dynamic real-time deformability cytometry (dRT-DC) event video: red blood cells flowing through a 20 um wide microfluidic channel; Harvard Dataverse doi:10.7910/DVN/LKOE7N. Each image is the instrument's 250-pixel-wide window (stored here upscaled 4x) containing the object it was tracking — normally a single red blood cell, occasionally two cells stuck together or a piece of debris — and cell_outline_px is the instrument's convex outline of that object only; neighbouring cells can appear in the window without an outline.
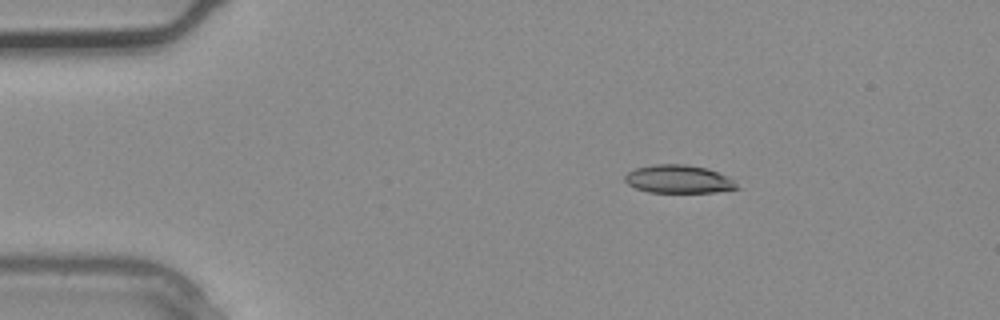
{"species": "common noctule bat (a hibernating species)", "species_latin": "Nyctalus noctula", "temperature_condition": "warm", "stored_images_in_passage": 3, "segment_of_instrument_passage": [1, 2], "camera_frame_rate_fps": 3000, "um_per_image_px": 0.085, "animal": {"sex": "male", "body_mass_g": 20.4}, "frame": {"image": 1, "passage_image": 1, "time_ms": 0.0, "image_size_px": [1000, 320], "cell_outline_px": [[740, 188], [716, 192], [648, 192], [636, 188], [628, 184], [624, 180], [624, 176], [628, 172], [636, 168], [656, 164], [684, 164], [708, 168], [732, 180]], "centroid_in_image_um": [57.64, 15.23], "position_along_channel_um": 27.4, "area_um2": 18.15}}